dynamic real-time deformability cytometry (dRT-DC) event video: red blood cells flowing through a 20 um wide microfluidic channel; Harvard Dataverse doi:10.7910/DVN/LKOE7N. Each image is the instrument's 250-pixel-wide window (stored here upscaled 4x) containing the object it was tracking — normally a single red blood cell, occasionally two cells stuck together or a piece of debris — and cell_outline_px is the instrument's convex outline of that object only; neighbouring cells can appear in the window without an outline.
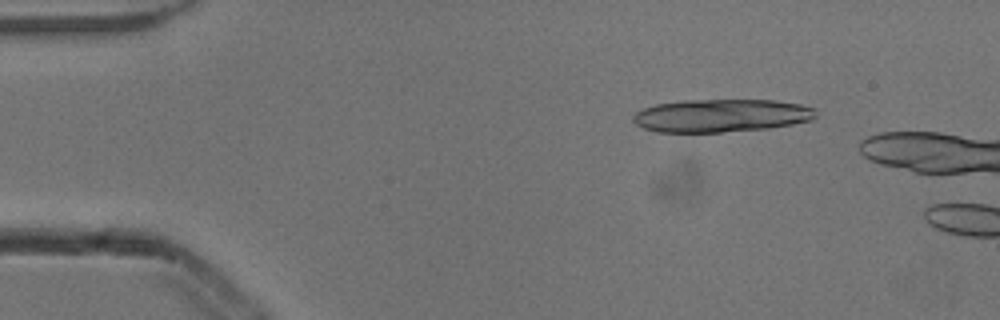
{"species": "common noctule bat (a hibernating species)", "species_latin": "Nyctalus noctula", "temperature_condition": "cold", "stored_images_in_passage": 11, "camera_frame_rate_fps": 3000, "um_per_image_px": 0.085, "animal": {"sex": "male", "body_mass_g": 13.3}, "frame": {"image": 1, "passage_image": 7, "time_ms": 2.0, "image_size_px": [1000, 320], "cell_outline_px": [[816, 116], [812, 120], [792, 124], [768, 128], [720, 132], [656, 132], [644, 128], [636, 124], [632, 120], [632, 116], [636, 112], [644, 108], [656, 104], [684, 100], [776, 100], [800, 104], [816, 108]], "centroid_in_image_um": [61.31, 9.82], "position_along_channel_um": 23.7, "area_um2": 35.2}}